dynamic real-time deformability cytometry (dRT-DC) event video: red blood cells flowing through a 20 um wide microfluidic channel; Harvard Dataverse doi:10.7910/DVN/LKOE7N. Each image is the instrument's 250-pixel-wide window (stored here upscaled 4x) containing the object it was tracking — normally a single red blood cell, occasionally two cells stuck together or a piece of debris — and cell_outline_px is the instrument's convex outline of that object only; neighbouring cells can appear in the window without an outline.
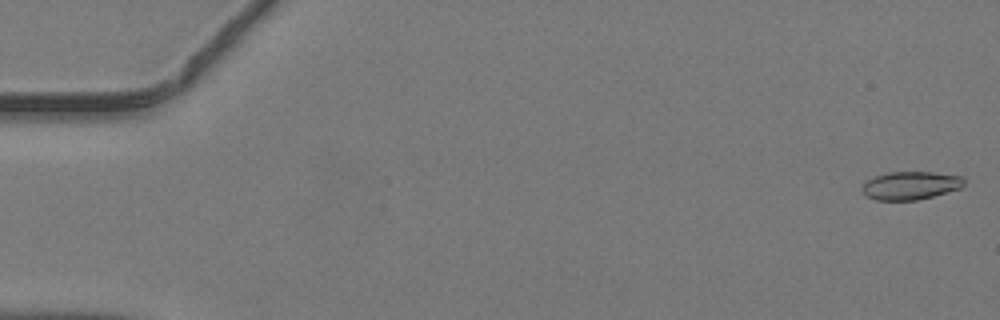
{"species": "common noctule bat (a hibernating species)", "species_latin": "Nyctalus noctula", "temperature_condition": "warm", "stored_images_in_passage": 42, "camera_frame_rate_fps": 3000, "um_per_image_px": 0.085, "animal": {"sex": "male", "body_mass_g": 19.2, "forearm_length_mm": 51.8}, "frame": {"image": 1, "passage_image": 1, "time_ms": 0.0, "image_size_px": [1000, 320], "cell_outline_px": [[964, 184], [960, 188], [932, 196], [916, 200], [876, 200], [868, 196], [860, 188], [868, 180], [876, 176], [888, 172], [932, 172], [960, 176], [964, 180]], "centroid_in_image_um": [77.38, 15.76], "position_along_channel_um": 7.6, "area_um2": 16.42}}
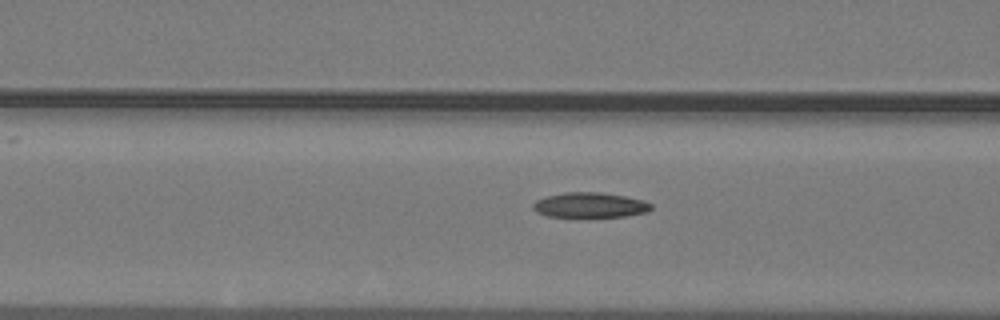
{"frame": {"image": 2, "passage_image": 19, "time_ms": 6.0, "image_size_px": [1000, 320], "cell_outline_px": [[652, 208], [648, 212], [624, 216], [548, 216], [536, 212], [532, 208], [532, 204], [536, 200], [548, 196], [564, 192], [600, 192], [624, 196], [644, 200], [652, 204]], "centroid_in_image_um": [50.15, 17.42], "position_along_channel_um": 116.4, "area_um2": 17.11}}
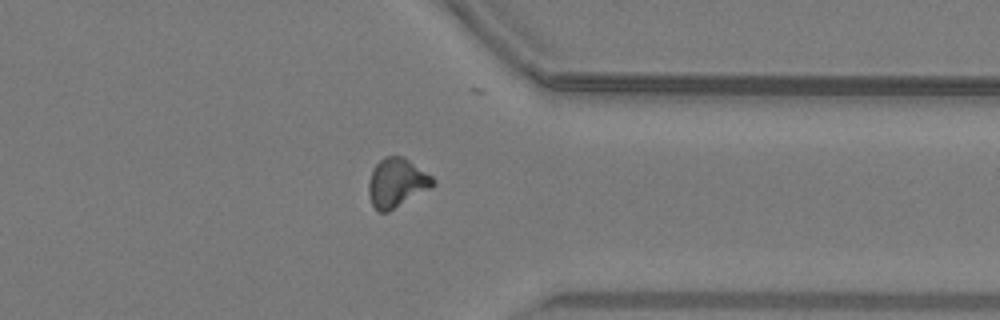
{"frame": {"image": 3, "passage_image": 37, "time_ms": 12.0, "image_size_px": [1000, 320], "cell_outline_px": [[436, 184], [432, 188], [388, 212], [376, 212], [372, 204], [368, 192], [368, 180], [372, 168], [384, 156], [400, 156], [408, 160], [432, 176], [436, 180]], "centroid_in_image_um": [33.71, 15.55], "position_along_channel_um": 377.7, "area_um2": 18.55}}